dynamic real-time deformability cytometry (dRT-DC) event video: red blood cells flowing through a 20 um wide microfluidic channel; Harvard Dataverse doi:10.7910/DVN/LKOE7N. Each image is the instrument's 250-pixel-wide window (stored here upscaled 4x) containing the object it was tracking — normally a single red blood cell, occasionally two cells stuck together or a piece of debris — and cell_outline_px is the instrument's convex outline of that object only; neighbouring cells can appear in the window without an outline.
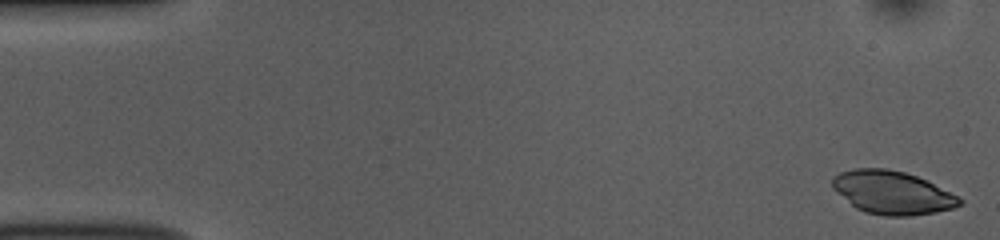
{"species": "common noctule bat (a hibernating species)", "species_latin": "Nyctalus noctula", "temperature_condition": "room temperature", "stored_images_in_passage": 51, "camera_frame_rate_fps": 3000, "um_per_image_px": 0.085, "animal": {"sex": "female", "body_mass_g": 10.0, "forearm_length_mm": 53.1}, "frame": {"image": 1, "passage_image": 1, "time_ms": 0.0, "image_size_px": [1000, 240], "cell_outline_px": [[964, 204], [952, 208], [936, 212], [908, 216], [884, 216], [864, 212], [856, 208], [836, 192], [832, 188], [832, 176], [840, 172], [856, 168], [888, 168], [904, 172], [916, 176], [964, 200]], "centroid_in_image_um": [75.79, 16.37], "position_along_channel_um": 9.2, "area_um2": 31.85}}